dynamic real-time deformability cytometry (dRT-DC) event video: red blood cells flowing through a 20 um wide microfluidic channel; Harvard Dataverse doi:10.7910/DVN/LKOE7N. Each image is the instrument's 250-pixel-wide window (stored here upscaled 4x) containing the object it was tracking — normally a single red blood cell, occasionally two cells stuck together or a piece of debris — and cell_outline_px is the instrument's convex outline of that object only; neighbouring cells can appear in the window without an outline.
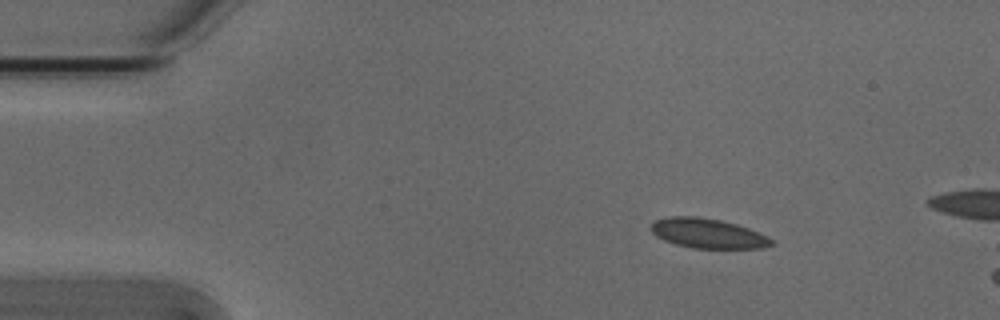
{"species": "Egyptian fruit bat (a non-hibernating species)", "species_latin": "Rousettus aegyptiacus", "temperature_condition": "cold", "stored_images_in_passage": 3, "camera_frame_rate_fps": 3000, "um_per_image_px": 0.085, "animal": {"sex": "male"}, "frame": {"image": 1, "passage_image": 1, "time_ms": 0.0, "image_size_px": [1000, 320], "cell_outline_px": [[776, 244], [764, 248], [692, 248], [676, 244], [664, 240], [656, 236], [652, 232], [652, 224], [656, 220], [668, 216], [696, 216], [720, 220], [736, 224], [748, 228], [768, 236]], "centroid_in_image_um": [60.19, 19.84], "position_along_channel_um": 24.8, "area_um2": 20.81}}